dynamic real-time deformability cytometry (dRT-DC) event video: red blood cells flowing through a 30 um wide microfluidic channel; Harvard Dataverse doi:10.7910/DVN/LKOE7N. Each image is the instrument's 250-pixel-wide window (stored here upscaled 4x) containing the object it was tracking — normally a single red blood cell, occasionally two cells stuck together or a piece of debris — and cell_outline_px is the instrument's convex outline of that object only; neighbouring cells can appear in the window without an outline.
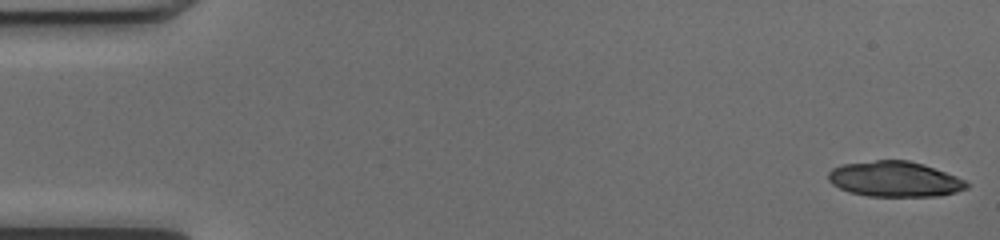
{"species": "common noctule bat (a hibernating species)", "species_latin": "Nyctalus noctula", "temperature_condition": "cold", "stored_images_in_passage": 51, "camera_frame_rate_fps": 3000, "um_per_image_px": 0.085, "animal": {"sex": "female", "body_mass_g": 17.0, "forearm_length_mm": 48.0}, "frame": {"image": 1, "passage_image": 1, "time_ms": 0.0, "image_size_px": [1000, 240], "cell_outline_px": [[968, 188], [956, 192], [936, 196], [868, 196], [848, 192], [832, 184], [828, 180], [828, 172], [832, 168], [840, 164], [876, 160], [908, 160], [924, 164], [956, 176], [964, 180], [968, 184]], "centroid_in_image_um": [76.02, 15.22], "position_along_channel_um": 9.0, "area_um2": 28.61}}
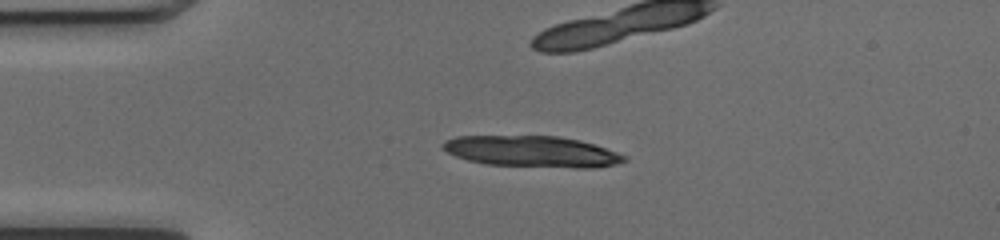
{"frame": {"image": 2, "passage_image": 12, "time_ms": 3.667, "image_size_px": [1000, 240], "cell_outline_px": [[628, 160], [616, 164], [592, 168], [576, 168], [484, 164], [468, 160], [456, 156], [440, 148], [440, 144], [444, 140], [456, 136], [560, 136], [580, 140], [628, 156]], "centroid_in_image_um": [45.19, 12.88], "position_along_channel_um": 39.8, "area_um2": 33.06}, "authors_computed_cell_mechanics": {"area_um2": 19.652, "velocity_mm_per_s": 4.0522, "shape_relaxation_time_tau1_ms": 5.4386, "shape_relaxation_time_tau2_ms": null, "deformation_change_tau1": 0.146, "deformation_change_tau2": null}}